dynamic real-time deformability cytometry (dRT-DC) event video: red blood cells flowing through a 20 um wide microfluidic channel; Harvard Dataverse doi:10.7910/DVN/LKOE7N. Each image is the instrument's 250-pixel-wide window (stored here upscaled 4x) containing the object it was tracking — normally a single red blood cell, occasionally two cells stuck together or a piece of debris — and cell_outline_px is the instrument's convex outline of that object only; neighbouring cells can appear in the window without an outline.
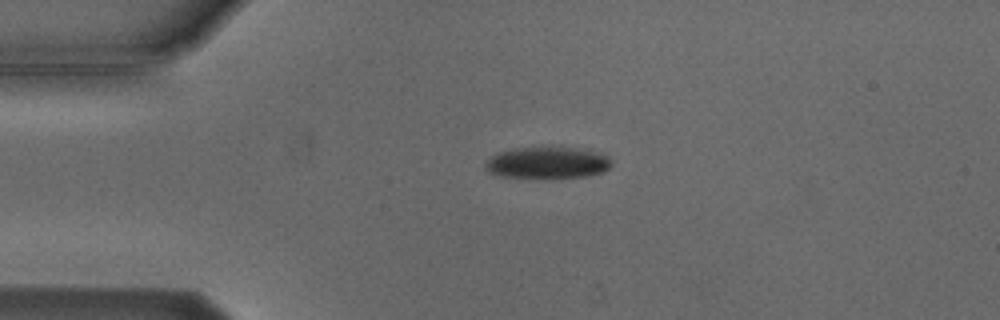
{"species": "Egyptian fruit bat (a non-hibernating species)", "species_latin": "Rousettus aegyptiacus", "temperature_condition": "cold", "stored_images_in_passage": 3, "camera_frame_rate_fps": 3000, "um_per_image_px": 0.085, "animal": {"sex": "male"}, "frame": {"image": 1, "passage_image": 1, "time_ms": 0.0, "image_size_px": [1000, 320], "cell_outline_px": [[612, 164], [604, 172], [588, 176], [548, 180], [500, 176], [488, 172], [484, 164], [496, 152], [512, 148], [572, 148], [596, 152], [608, 156], [612, 160]], "centroid_in_image_um": [46.52, 13.88], "position_along_channel_um": 38.5, "area_um2": 23.81}}